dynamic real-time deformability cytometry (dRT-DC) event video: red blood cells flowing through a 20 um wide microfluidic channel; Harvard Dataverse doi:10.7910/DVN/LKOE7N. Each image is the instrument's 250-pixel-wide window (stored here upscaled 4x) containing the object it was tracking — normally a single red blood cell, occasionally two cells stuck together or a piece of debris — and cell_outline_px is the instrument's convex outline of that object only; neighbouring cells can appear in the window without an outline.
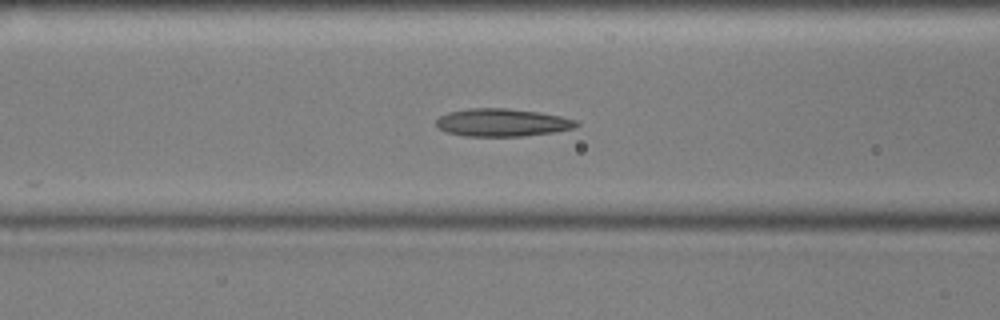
{"species": "common noctule bat (a hibernating species)", "species_latin": "Nyctalus noctula", "temperature_condition": "cold", "stored_images_in_passage": 44, "camera_frame_rate_fps": 3000, "um_per_image_px": 0.085, "animal": {"sex": "male", "body_mass_g": 17.9, "forearm_length_mm": 54.2}, "frame": {"image": 1, "passage_image": 10, "time_ms": 3.0, "image_size_px": [1000, 320], "cell_outline_px": [[580, 124], [576, 128], [552, 132], [524, 136], [464, 136], [448, 132], [440, 128], [436, 124], [436, 120], [440, 116], [448, 112], [468, 108], [508, 108], [536, 112], [560, 116], [576, 120]], "centroid_in_image_um": [42.69, 10.41], "position_along_channel_um": 123.9, "area_um2": 22.6}}
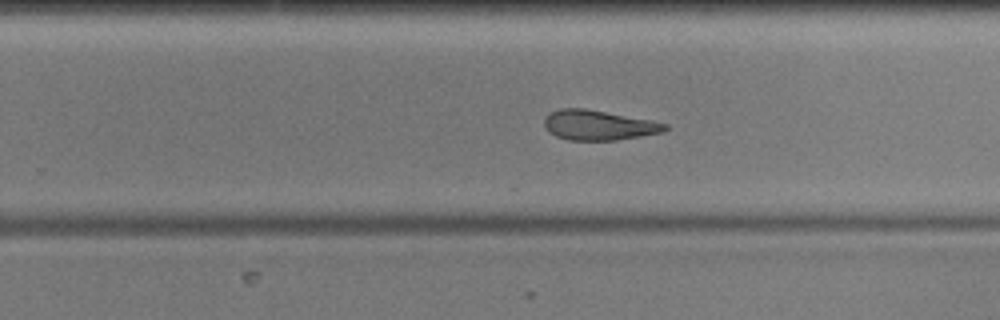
{"frame": {"image": 2, "passage_image": 23, "time_ms": 7.333, "image_size_px": [1000, 320], "cell_outline_px": [[668, 128], [664, 132], [616, 140], [568, 140], [556, 136], [548, 132], [544, 124], [544, 116], [548, 112], [560, 108], [584, 108], [652, 120], [668, 124]], "centroid_in_image_um": [50.85, 10.63], "position_along_channel_um": 279.0, "area_um2": 21.21}}
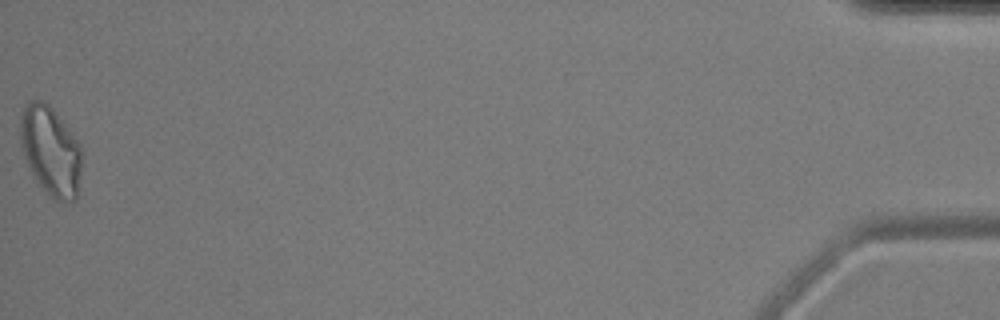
{"frame": {"image": 3, "passage_image": 44, "time_ms": 14.333, "image_size_px": [1000, 320], "cell_outline_px": [[80, 172], [76, 200], [52, 200], [36, 180], [24, 156], [20, 144], [20, 112], [24, 104], [28, 100], [40, 100], [48, 104], [52, 108], [68, 128], [80, 144]], "centroid_in_image_um": [4.26, 12.79], "position_along_channel_um": 430.9, "area_um2": 31.79}, "authors_computed_cell_mechanics": {"area_um2": 23.12, "velocity_mm_per_s": 3.5786, "shape_relaxation_time_tau1_ms": null, "shape_relaxation_time_tau2_ms": 3.7542, "deformation_change_tau1": null, "deformation_change_tau2": 0.12}}